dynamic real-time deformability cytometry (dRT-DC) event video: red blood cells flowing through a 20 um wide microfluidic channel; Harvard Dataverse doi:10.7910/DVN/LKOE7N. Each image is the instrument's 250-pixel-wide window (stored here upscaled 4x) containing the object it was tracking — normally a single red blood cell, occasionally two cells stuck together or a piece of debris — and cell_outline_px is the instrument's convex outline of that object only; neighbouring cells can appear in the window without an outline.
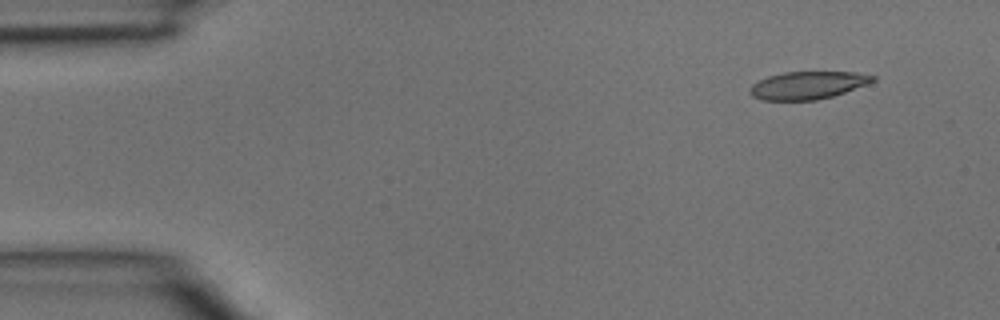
{"species": "common noctule bat (a hibernating species)", "species_latin": "Nyctalus noctula", "temperature_condition": "room temperature", "stored_images_in_passage": 3, "camera_frame_rate_fps": 3000, "um_per_image_px": 0.085, "animal": {"sex": "male", "body_mass_g": 15.6}, "frame": {"image": 1, "passage_image": 1, "time_ms": 0.0, "image_size_px": [1000, 320], "cell_outline_px": [[876, 80], [868, 84], [832, 96], [816, 100], [760, 100], [752, 96], [748, 92], [748, 88], [752, 84], [768, 76], [784, 72], [856, 72], [876, 76]], "centroid_in_image_um": [68.64, 7.25], "position_along_channel_um": 16.4, "area_um2": 19.88}}
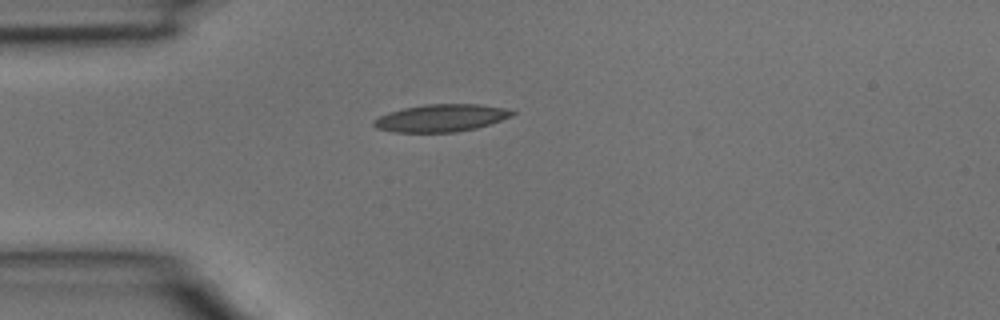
{"frame": {"image": 2, "passage_image": 3, "time_ms": 0.667, "image_size_px": [1000, 320], "cell_outline_px": [[516, 112], [512, 116], [476, 128], [456, 132], [392, 132], [376, 128], [372, 124], [372, 120], [388, 112], [404, 108], [424, 104], [480, 104], [504, 108]], "centroid_in_image_um": [37.45, 10.03], "position_along_channel_um": 47.6, "area_um2": 22.08}}